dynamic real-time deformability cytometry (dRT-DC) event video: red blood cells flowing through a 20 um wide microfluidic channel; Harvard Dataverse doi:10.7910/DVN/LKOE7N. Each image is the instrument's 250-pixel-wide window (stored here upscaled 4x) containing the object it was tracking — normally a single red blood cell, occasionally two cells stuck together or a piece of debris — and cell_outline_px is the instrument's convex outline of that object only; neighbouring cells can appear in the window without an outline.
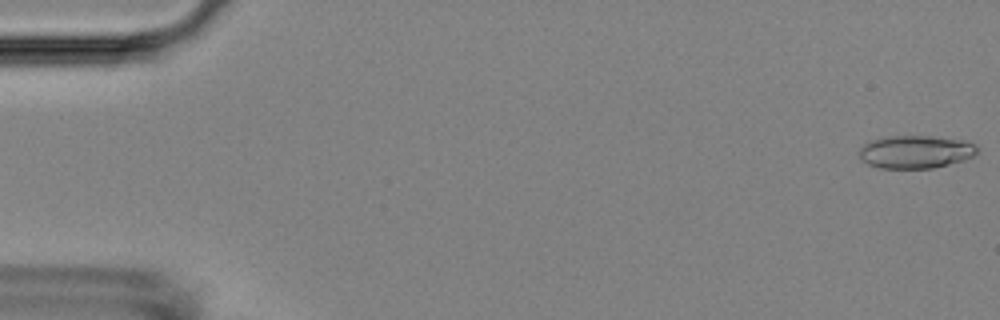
{"species": "Egyptian fruit bat (a non-hibernating species)", "species_latin": "Rousettus aegyptiacus", "temperature_condition": "room temperature", "stored_images_in_passage": 10, "camera_frame_rate_fps": 3000, "um_per_image_px": 0.085, "animal": {"sex": "female"}, "frame": {"image": 1, "passage_image": 1, "time_ms": 0.0, "image_size_px": [1000, 320], "cell_outline_px": [[976, 152], [972, 156], [964, 160], [932, 168], [880, 168], [868, 164], [860, 156], [860, 148], [864, 144], [872, 140], [888, 136], [932, 136], [960, 140], [972, 144], [976, 148]], "centroid_in_image_um": [77.79, 12.91], "position_along_channel_um": 7.2, "area_um2": 22.2}}